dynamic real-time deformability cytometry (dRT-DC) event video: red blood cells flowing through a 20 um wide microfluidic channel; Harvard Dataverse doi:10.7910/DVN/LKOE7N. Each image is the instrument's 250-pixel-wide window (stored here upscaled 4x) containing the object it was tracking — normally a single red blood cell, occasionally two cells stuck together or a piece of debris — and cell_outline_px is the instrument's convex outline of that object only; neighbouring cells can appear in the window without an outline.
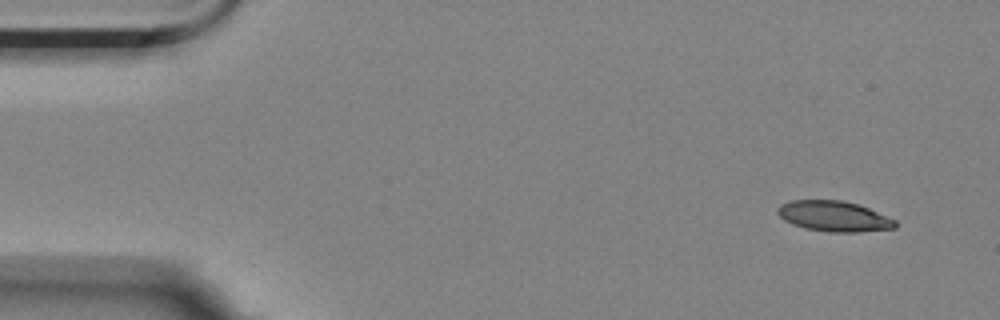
{"species": "Egyptian fruit bat (a non-hibernating species)", "species_latin": "Rousettus aegyptiacus", "temperature_condition": "room temperature", "stored_images_in_passage": 53, "camera_frame_rate_fps": 3000, "um_per_image_px": 0.085, "animal": {"sex": "female"}, "frame": {"image": 1, "passage_image": 1, "time_ms": 0.0, "image_size_px": [1000, 320], "cell_outline_px": [[896, 228], [860, 232], [828, 232], [804, 228], [792, 224], [784, 220], [776, 212], [776, 208], [780, 204], [792, 200], [840, 200], [856, 204], [868, 208], [896, 220]], "centroid_in_image_um": [70.85, 18.39], "position_along_channel_um": 14.1, "area_um2": 20.92}}
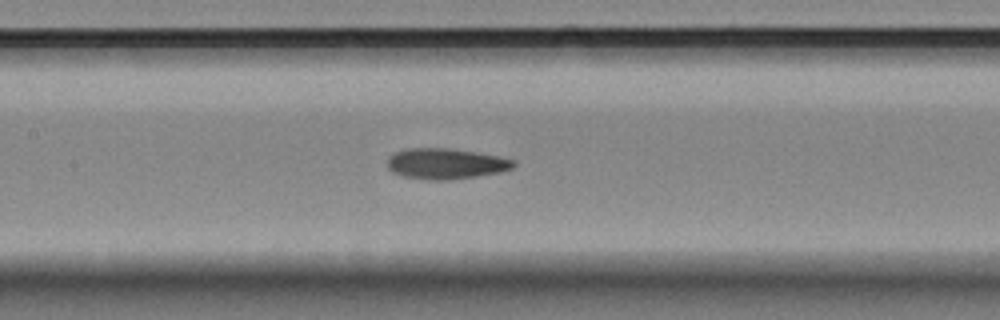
{"frame": {"image": 2, "passage_image": 23, "time_ms": 7.333, "image_size_px": [1000, 320], "cell_outline_px": [[516, 164], [512, 168], [500, 172], [476, 176], [448, 180], [428, 180], [404, 176], [392, 172], [388, 168], [388, 156], [396, 152], [408, 148], [448, 148], [476, 152], [516, 160]], "centroid_in_image_um": [37.88, 13.91], "position_along_channel_um": 169.5, "area_um2": 22.48}}
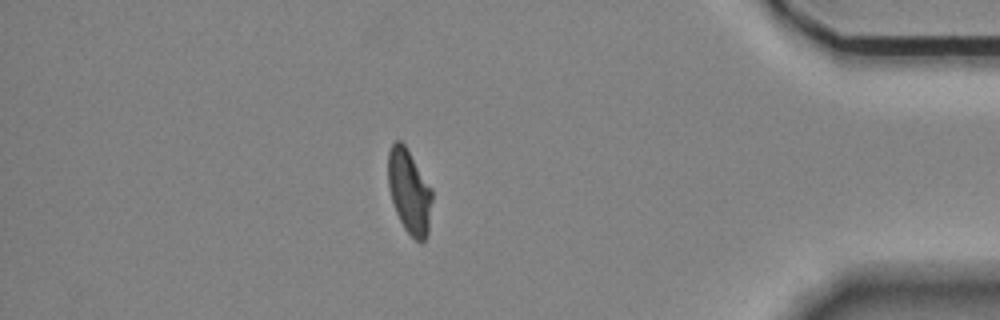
{"frame": {"image": 3, "passage_image": 46, "time_ms": 15.0, "image_size_px": [1000, 320], "cell_outline_px": [[432, 200], [428, 232], [424, 240], [420, 244], [404, 228], [396, 212], [388, 188], [388, 152], [392, 144], [396, 140], [400, 140], [404, 144], [432, 188]], "centroid_in_image_um": [34.79, 16.28], "position_along_channel_um": 400.4, "area_um2": 21.5}, "authors_computed_cell_mechanics": {"area_um2": 22.1374, "velocity_mm_per_s": 3.5173, "shape_relaxation_time_tau1_ms": 6.3032, "shape_relaxation_time_tau2_ms": 2.9596, "deformation_change_tau1": 0.1909, "deformation_change_tau2": 0.0969}}